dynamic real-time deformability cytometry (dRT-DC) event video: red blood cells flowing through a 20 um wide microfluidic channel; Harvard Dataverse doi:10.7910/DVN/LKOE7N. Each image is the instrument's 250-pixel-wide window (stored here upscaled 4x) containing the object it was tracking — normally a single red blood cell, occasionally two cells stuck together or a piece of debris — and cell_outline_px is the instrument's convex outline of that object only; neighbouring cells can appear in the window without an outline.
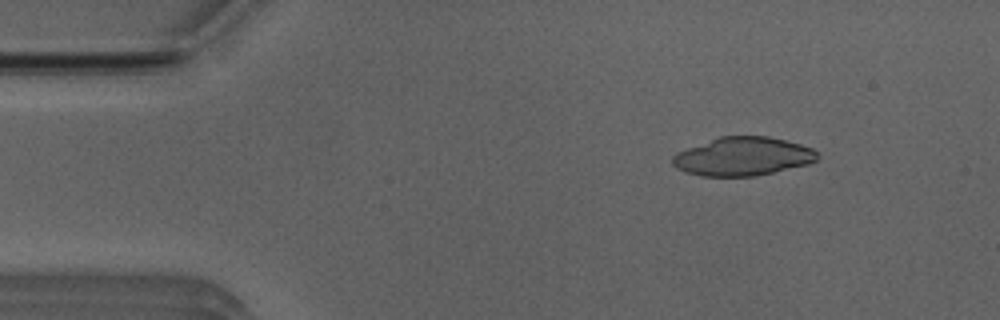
{"species": "Egyptian fruit bat (a non-hibernating species)", "species_latin": "Rousettus aegyptiacus", "temperature_condition": "room temperature", "stored_images_in_passage": 45, "camera_frame_rate_fps": 3000, "um_per_image_px": 0.085, "animal": {"sex": "male"}, "frame": {"image": 1, "passage_image": 1, "time_ms": 0.0, "image_size_px": [1000, 320], "cell_outline_px": [[820, 156], [816, 160], [808, 164], [756, 176], [700, 176], [684, 172], [676, 168], [672, 164], [672, 156], [676, 152], [720, 136], [768, 136], [800, 144], [812, 148]], "centroid_in_image_um": [63.11, 13.3], "position_along_channel_um": 21.9, "area_um2": 32.54}}